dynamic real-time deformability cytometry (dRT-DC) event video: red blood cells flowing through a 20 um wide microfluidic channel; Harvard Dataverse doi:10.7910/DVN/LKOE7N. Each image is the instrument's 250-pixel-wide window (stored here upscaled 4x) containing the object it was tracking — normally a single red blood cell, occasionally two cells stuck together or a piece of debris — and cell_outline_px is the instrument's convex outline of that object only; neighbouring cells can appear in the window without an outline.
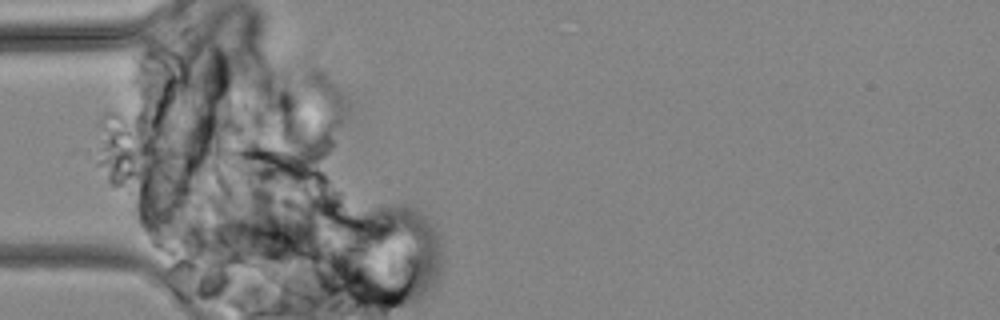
{"species": "common noctule bat (a hibernating species)", "species_latin": "Nyctalus noctula", "temperature_condition": "cold", "stored_images_in_passage": 5, "camera_frame_rate_fps": 3000, "um_per_image_px": 0.085, "animal": {"sex": "male", "body_mass_g": 19.2, "forearm_length_mm": 51.8}, "frame": {"image": 1, "passage_image": 3, "time_ms": 2.333, "image_size_px": [1000, 320], "cell_outline_px": [[332, 252], [304, 256], [300, 256], [252, 248], [232, 244], [220, 232], [220, 224], [224, 216], [280, 196], [300, 204], [308, 208], [332, 224]], "centroid_in_image_um": [23.73, 19.42], "position_along_channel_um": 61.3, "area_um2": 34.39}}